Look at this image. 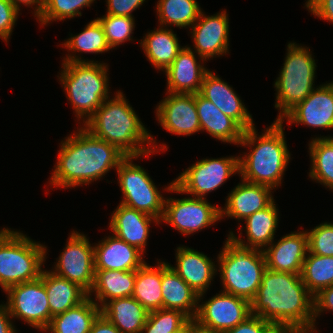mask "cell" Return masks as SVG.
<instances>
[{
	"label": "cell",
	"instance_id": "7",
	"mask_svg": "<svg viewBox=\"0 0 333 333\" xmlns=\"http://www.w3.org/2000/svg\"><path fill=\"white\" fill-rule=\"evenodd\" d=\"M217 260L221 291L251 301L267 269L264 252L240 247L228 237Z\"/></svg>",
	"mask_w": 333,
	"mask_h": 333
},
{
	"label": "cell",
	"instance_id": "12",
	"mask_svg": "<svg viewBox=\"0 0 333 333\" xmlns=\"http://www.w3.org/2000/svg\"><path fill=\"white\" fill-rule=\"evenodd\" d=\"M67 240L51 271L78 284L89 294L95 280L94 246L84 233L74 230Z\"/></svg>",
	"mask_w": 333,
	"mask_h": 333
},
{
	"label": "cell",
	"instance_id": "9",
	"mask_svg": "<svg viewBox=\"0 0 333 333\" xmlns=\"http://www.w3.org/2000/svg\"><path fill=\"white\" fill-rule=\"evenodd\" d=\"M235 174H240L239 156L204 158L183 170L164 191L205 199Z\"/></svg>",
	"mask_w": 333,
	"mask_h": 333
},
{
	"label": "cell",
	"instance_id": "34",
	"mask_svg": "<svg viewBox=\"0 0 333 333\" xmlns=\"http://www.w3.org/2000/svg\"><path fill=\"white\" fill-rule=\"evenodd\" d=\"M161 293V260H158L156 267L145 262L136 270L132 297L151 312L162 308Z\"/></svg>",
	"mask_w": 333,
	"mask_h": 333
},
{
	"label": "cell",
	"instance_id": "2",
	"mask_svg": "<svg viewBox=\"0 0 333 333\" xmlns=\"http://www.w3.org/2000/svg\"><path fill=\"white\" fill-rule=\"evenodd\" d=\"M63 140L50 176L51 187L67 189L89 185L117 169L127 157L116 146L93 136L81 125Z\"/></svg>",
	"mask_w": 333,
	"mask_h": 333
},
{
	"label": "cell",
	"instance_id": "45",
	"mask_svg": "<svg viewBox=\"0 0 333 333\" xmlns=\"http://www.w3.org/2000/svg\"><path fill=\"white\" fill-rule=\"evenodd\" d=\"M314 301V332H316V318L320 317L323 311L333 312V285L321 290L313 297Z\"/></svg>",
	"mask_w": 333,
	"mask_h": 333
},
{
	"label": "cell",
	"instance_id": "35",
	"mask_svg": "<svg viewBox=\"0 0 333 333\" xmlns=\"http://www.w3.org/2000/svg\"><path fill=\"white\" fill-rule=\"evenodd\" d=\"M309 178L333 190V136L312 138L309 142Z\"/></svg>",
	"mask_w": 333,
	"mask_h": 333
},
{
	"label": "cell",
	"instance_id": "27",
	"mask_svg": "<svg viewBox=\"0 0 333 333\" xmlns=\"http://www.w3.org/2000/svg\"><path fill=\"white\" fill-rule=\"evenodd\" d=\"M195 105L202 131L224 143H240L244 130L233 119L199 93H195Z\"/></svg>",
	"mask_w": 333,
	"mask_h": 333
},
{
	"label": "cell",
	"instance_id": "50",
	"mask_svg": "<svg viewBox=\"0 0 333 333\" xmlns=\"http://www.w3.org/2000/svg\"><path fill=\"white\" fill-rule=\"evenodd\" d=\"M185 333H217L213 330H209L199 326L194 320H192L185 328Z\"/></svg>",
	"mask_w": 333,
	"mask_h": 333
},
{
	"label": "cell",
	"instance_id": "43",
	"mask_svg": "<svg viewBox=\"0 0 333 333\" xmlns=\"http://www.w3.org/2000/svg\"><path fill=\"white\" fill-rule=\"evenodd\" d=\"M19 12L9 0H0V38L6 43L13 32Z\"/></svg>",
	"mask_w": 333,
	"mask_h": 333
},
{
	"label": "cell",
	"instance_id": "23",
	"mask_svg": "<svg viewBox=\"0 0 333 333\" xmlns=\"http://www.w3.org/2000/svg\"><path fill=\"white\" fill-rule=\"evenodd\" d=\"M196 57L190 46H184L172 64L164 71L167 78L166 92L199 93L203 77L209 69L204 67L203 58L200 57L199 63Z\"/></svg>",
	"mask_w": 333,
	"mask_h": 333
},
{
	"label": "cell",
	"instance_id": "8",
	"mask_svg": "<svg viewBox=\"0 0 333 333\" xmlns=\"http://www.w3.org/2000/svg\"><path fill=\"white\" fill-rule=\"evenodd\" d=\"M286 51L283 67L273 85L277 92L275 108L279 110L276 121H281L316 88L313 83L317 66L310 48L290 42Z\"/></svg>",
	"mask_w": 333,
	"mask_h": 333
},
{
	"label": "cell",
	"instance_id": "30",
	"mask_svg": "<svg viewBox=\"0 0 333 333\" xmlns=\"http://www.w3.org/2000/svg\"><path fill=\"white\" fill-rule=\"evenodd\" d=\"M136 271L95 270L94 285L89 297L101 308L106 302L133 295Z\"/></svg>",
	"mask_w": 333,
	"mask_h": 333
},
{
	"label": "cell",
	"instance_id": "39",
	"mask_svg": "<svg viewBox=\"0 0 333 333\" xmlns=\"http://www.w3.org/2000/svg\"><path fill=\"white\" fill-rule=\"evenodd\" d=\"M95 0H44L42 11L36 19L41 26L53 21H64L82 16L81 9L90 7ZM52 21V22H51Z\"/></svg>",
	"mask_w": 333,
	"mask_h": 333
},
{
	"label": "cell",
	"instance_id": "36",
	"mask_svg": "<svg viewBox=\"0 0 333 333\" xmlns=\"http://www.w3.org/2000/svg\"><path fill=\"white\" fill-rule=\"evenodd\" d=\"M202 12L196 0H158L156 15L159 26L190 28Z\"/></svg>",
	"mask_w": 333,
	"mask_h": 333
},
{
	"label": "cell",
	"instance_id": "16",
	"mask_svg": "<svg viewBox=\"0 0 333 333\" xmlns=\"http://www.w3.org/2000/svg\"><path fill=\"white\" fill-rule=\"evenodd\" d=\"M194 52L205 61L229 53V18L226 10L207 16L202 11L190 27Z\"/></svg>",
	"mask_w": 333,
	"mask_h": 333
},
{
	"label": "cell",
	"instance_id": "29",
	"mask_svg": "<svg viewBox=\"0 0 333 333\" xmlns=\"http://www.w3.org/2000/svg\"><path fill=\"white\" fill-rule=\"evenodd\" d=\"M100 309L121 333H141L149 314L132 296L112 299Z\"/></svg>",
	"mask_w": 333,
	"mask_h": 333
},
{
	"label": "cell",
	"instance_id": "4",
	"mask_svg": "<svg viewBox=\"0 0 333 333\" xmlns=\"http://www.w3.org/2000/svg\"><path fill=\"white\" fill-rule=\"evenodd\" d=\"M285 138L283 122L276 120L261 135L256 126L244 131L239 145L250 150L239 155L241 179L274 190L279 187L291 159Z\"/></svg>",
	"mask_w": 333,
	"mask_h": 333
},
{
	"label": "cell",
	"instance_id": "11",
	"mask_svg": "<svg viewBox=\"0 0 333 333\" xmlns=\"http://www.w3.org/2000/svg\"><path fill=\"white\" fill-rule=\"evenodd\" d=\"M7 293V309L13 318L24 320L26 324L44 331L51 321L43 271L41 276L29 282L11 286Z\"/></svg>",
	"mask_w": 333,
	"mask_h": 333
},
{
	"label": "cell",
	"instance_id": "28",
	"mask_svg": "<svg viewBox=\"0 0 333 333\" xmlns=\"http://www.w3.org/2000/svg\"><path fill=\"white\" fill-rule=\"evenodd\" d=\"M140 40L148 61L159 71H165L184 48L179 44L177 34L170 28H155L145 34Z\"/></svg>",
	"mask_w": 333,
	"mask_h": 333
},
{
	"label": "cell",
	"instance_id": "25",
	"mask_svg": "<svg viewBox=\"0 0 333 333\" xmlns=\"http://www.w3.org/2000/svg\"><path fill=\"white\" fill-rule=\"evenodd\" d=\"M244 221L247 241L241 239L242 226L238 227L240 237L232 231L228 237L240 247L264 251L274 241L279 223V211L275 199L266 208L251 214Z\"/></svg>",
	"mask_w": 333,
	"mask_h": 333
},
{
	"label": "cell",
	"instance_id": "13",
	"mask_svg": "<svg viewBox=\"0 0 333 333\" xmlns=\"http://www.w3.org/2000/svg\"><path fill=\"white\" fill-rule=\"evenodd\" d=\"M220 219V207L198 197L166 198L160 223L170 225L182 235H191L214 225Z\"/></svg>",
	"mask_w": 333,
	"mask_h": 333
},
{
	"label": "cell",
	"instance_id": "5",
	"mask_svg": "<svg viewBox=\"0 0 333 333\" xmlns=\"http://www.w3.org/2000/svg\"><path fill=\"white\" fill-rule=\"evenodd\" d=\"M107 63L62 62L57 76L66 97L71 103L77 120L83 125L110 98L109 68Z\"/></svg>",
	"mask_w": 333,
	"mask_h": 333
},
{
	"label": "cell",
	"instance_id": "15",
	"mask_svg": "<svg viewBox=\"0 0 333 333\" xmlns=\"http://www.w3.org/2000/svg\"><path fill=\"white\" fill-rule=\"evenodd\" d=\"M169 94V95H168ZM156 106V119L171 134L189 136L201 131L195 94L168 93Z\"/></svg>",
	"mask_w": 333,
	"mask_h": 333
},
{
	"label": "cell",
	"instance_id": "33",
	"mask_svg": "<svg viewBox=\"0 0 333 333\" xmlns=\"http://www.w3.org/2000/svg\"><path fill=\"white\" fill-rule=\"evenodd\" d=\"M64 41L62 48L65 47L68 49V52L73 54H67L63 62H94V60L82 59V57L80 55L77 56L75 52L102 54L111 50L106 41L103 28L97 19L91 20L84 27L83 31L77 35L71 34L70 38Z\"/></svg>",
	"mask_w": 333,
	"mask_h": 333
},
{
	"label": "cell",
	"instance_id": "3",
	"mask_svg": "<svg viewBox=\"0 0 333 333\" xmlns=\"http://www.w3.org/2000/svg\"><path fill=\"white\" fill-rule=\"evenodd\" d=\"M125 97L123 92L116 91L115 96L104 100L82 126L93 136L116 146L126 156L149 158L151 154L166 151V143L157 146L158 142Z\"/></svg>",
	"mask_w": 333,
	"mask_h": 333
},
{
	"label": "cell",
	"instance_id": "44",
	"mask_svg": "<svg viewBox=\"0 0 333 333\" xmlns=\"http://www.w3.org/2000/svg\"><path fill=\"white\" fill-rule=\"evenodd\" d=\"M146 0H106V14L134 17L132 12L142 6Z\"/></svg>",
	"mask_w": 333,
	"mask_h": 333
},
{
	"label": "cell",
	"instance_id": "32",
	"mask_svg": "<svg viewBox=\"0 0 333 333\" xmlns=\"http://www.w3.org/2000/svg\"><path fill=\"white\" fill-rule=\"evenodd\" d=\"M100 314V307L88 296L75 307L54 315L44 331L47 333H89L93 322Z\"/></svg>",
	"mask_w": 333,
	"mask_h": 333
},
{
	"label": "cell",
	"instance_id": "48",
	"mask_svg": "<svg viewBox=\"0 0 333 333\" xmlns=\"http://www.w3.org/2000/svg\"><path fill=\"white\" fill-rule=\"evenodd\" d=\"M0 333H17L6 304H0Z\"/></svg>",
	"mask_w": 333,
	"mask_h": 333
},
{
	"label": "cell",
	"instance_id": "37",
	"mask_svg": "<svg viewBox=\"0 0 333 333\" xmlns=\"http://www.w3.org/2000/svg\"><path fill=\"white\" fill-rule=\"evenodd\" d=\"M300 275L302 282L314 297L321 290L333 285V257L307 252Z\"/></svg>",
	"mask_w": 333,
	"mask_h": 333
},
{
	"label": "cell",
	"instance_id": "46",
	"mask_svg": "<svg viewBox=\"0 0 333 333\" xmlns=\"http://www.w3.org/2000/svg\"><path fill=\"white\" fill-rule=\"evenodd\" d=\"M305 7L315 17L333 24V0H307Z\"/></svg>",
	"mask_w": 333,
	"mask_h": 333
},
{
	"label": "cell",
	"instance_id": "10",
	"mask_svg": "<svg viewBox=\"0 0 333 333\" xmlns=\"http://www.w3.org/2000/svg\"><path fill=\"white\" fill-rule=\"evenodd\" d=\"M139 157L127 156L117 167L118 183L123 194L120 204L144 212L159 221L165 200L146 170L133 163Z\"/></svg>",
	"mask_w": 333,
	"mask_h": 333
},
{
	"label": "cell",
	"instance_id": "20",
	"mask_svg": "<svg viewBox=\"0 0 333 333\" xmlns=\"http://www.w3.org/2000/svg\"><path fill=\"white\" fill-rule=\"evenodd\" d=\"M267 269L301 274L308 252L306 231H295L272 242L264 251Z\"/></svg>",
	"mask_w": 333,
	"mask_h": 333
},
{
	"label": "cell",
	"instance_id": "42",
	"mask_svg": "<svg viewBox=\"0 0 333 333\" xmlns=\"http://www.w3.org/2000/svg\"><path fill=\"white\" fill-rule=\"evenodd\" d=\"M224 333H282L274 324L256 315L249 316L244 322Z\"/></svg>",
	"mask_w": 333,
	"mask_h": 333
},
{
	"label": "cell",
	"instance_id": "47",
	"mask_svg": "<svg viewBox=\"0 0 333 333\" xmlns=\"http://www.w3.org/2000/svg\"><path fill=\"white\" fill-rule=\"evenodd\" d=\"M89 333H121L108 319L100 314L93 322Z\"/></svg>",
	"mask_w": 333,
	"mask_h": 333
},
{
	"label": "cell",
	"instance_id": "17",
	"mask_svg": "<svg viewBox=\"0 0 333 333\" xmlns=\"http://www.w3.org/2000/svg\"><path fill=\"white\" fill-rule=\"evenodd\" d=\"M317 129L333 128V81L314 89L281 120Z\"/></svg>",
	"mask_w": 333,
	"mask_h": 333
},
{
	"label": "cell",
	"instance_id": "40",
	"mask_svg": "<svg viewBox=\"0 0 333 333\" xmlns=\"http://www.w3.org/2000/svg\"><path fill=\"white\" fill-rule=\"evenodd\" d=\"M105 33L106 41L110 49H115L126 41H132V34L135 28L134 17L103 15L96 18Z\"/></svg>",
	"mask_w": 333,
	"mask_h": 333
},
{
	"label": "cell",
	"instance_id": "24",
	"mask_svg": "<svg viewBox=\"0 0 333 333\" xmlns=\"http://www.w3.org/2000/svg\"><path fill=\"white\" fill-rule=\"evenodd\" d=\"M152 222L160 224L157 218L119 203L111 215L109 228L116 237L145 253Z\"/></svg>",
	"mask_w": 333,
	"mask_h": 333
},
{
	"label": "cell",
	"instance_id": "1",
	"mask_svg": "<svg viewBox=\"0 0 333 333\" xmlns=\"http://www.w3.org/2000/svg\"><path fill=\"white\" fill-rule=\"evenodd\" d=\"M251 315L274 324L282 333H314V301L300 274L266 269Z\"/></svg>",
	"mask_w": 333,
	"mask_h": 333
},
{
	"label": "cell",
	"instance_id": "26",
	"mask_svg": "<svg viewBox=\"0 0 333 333\" xmlns=\"http://www.w3.org/2000/svg\"><path fill=\"white\" fill-rule=\"evenodd\" d=\"M162 308L179 310L194 320L199 295L169 265L161 261Z\"/></svg>",
	"mask_w": 333,
	"mask_h": 333
},
{
	"label": "cell",
	"instance_id": "49",
	"mask_svg": "<svg viewBox=\"0 0 333 333\" xmlns=\"http://www.w3.org/2000/svg\"><path fill=\"white\" fill-rule=\"evenodd\" d=\"M19 11L21 10L20 7L22 5H25L27 7H33L35 5V7H33L34 9V16L36 18L39 17L42 8H43V3L44 0H9ZM22 4V5H21Z\"/></svg>",
	"mask_w": 333,
	"mask_h": 333
},
{
	"label": "cell",
	"instance_id": "31",
	"mask_svg": "<svg viewBox=\"0 0 333 333\" xmlns=\"http://www.w3.org/2000/svg\"><path fill=\"white\" fill-rule=\"evenodd\" d=\"M43 283L50 306L51 318L75 307L88 297V293L78 284L60 277L51 270L43 269Z\"/></svg>",
	"mask_w": 333,
	"mask_h": 333
},
{
	"label": "cell",
	"instance_id": "38",
	"mask_svg": "<svg viewBox=\"0 0 333 333\" xmlns=\"http://www.w3.org/2000/svg\"><path fill=\"white\" fill-rule=\"evenodd\" d=\"M191 321L179 310L161 308L149 312L141 333H184Z\"/></svg>",
	"mask_w": 333,
	"mask_h": 333
},
{
	"label": "cell",
	"instance_id": "14",
	"mask_svg": "<svg viewBox=\"0 0 333 333\" xmlns=\"http://www.w3.org/2000/svg\"><path fill=\"white\" fill-rule=\"evenodd\" d=\"M220 292L198 304L194 321L203 328L224 333L251 316V306L245 298Z\"/></svg>",
	"mask_w": 333,
	"mask_h": 333
},
{
	"label": "cell",
	"instance_id": "6",
	"mask_svg": "<svg viewBox=\"0 0 333 333\" xmlns=\"http://www.w3.org/2000/svg\"><path fill=\"white\" fill-rule=\"evenodd\" d=\"M47 246L33 241L20 231L0 230V287L3 292L14 285L41 276ZM43 265V266H42Z\"/></svg>",
	"mask_w": 333,
	"mask_h": 333
},
{
	"label": "cell",
	"instance_id": "18",
	"mask_svg": "<svg viewBox=\"0 0 333 333\" xmlns=\"http://www.w3.org/2000/svg\"><path fill=\"white\" fill-rule=\"evenodd\" d=\"M199 94L211 101L222 113L233 119L244 131L254 127L249 113L234 89L210 69L205 73Z\"/></svg>",
	"mask_w": 333,
	"mask_h": 333
},
{
	"label": "cell",
	"instance_id": "22",
	"mask_svg": "<svg viewBox=\"0 0 333 333\" xmlns=\"http://www.w3.org/2000/svg\"><path fill=\"white\" fill-rule=\"evenodd\" d=\"M95 270L136 271L144 263V253L114 234L94 244Z\"/></svg>",
	"mask_w": 333,
	"mask_h": 333
},
{
	"label": "cell",
	"instance_id": "41",
	"mask_svg": "<svg viewBox=\"0 0 333 333\" xmlns=\"http://www.w3.org/2000/svg\"><path fill=\"white\" fill-rule=\"evenodd\" d=\"M306 233L309 253L333 257V223H321Z\"/></svg>",
	"mask_w": 333,
	"mask_h": 333
},
{
	"label": "cell",
	"instance_id": "21",
	"mask_svg": "<svg viewBox=\"0 0 333 333\" xmlns=\"http://www.w3.org/2000/svg\"><path fill=\"white\" fill-rule=\"evenodd\" d=\"M272 190L269 186L241 179V183L228 193L224 208L220 207V219L227 216L238 221L245 220L251 214L266 208L274 200Z\"/></svg>",
	"mask_w": 333,
	"mask_h": 333
},
{
	"label": "cell",
	"instance_id": "19",
	"mask_svg": "<svg viewBox=\"0 0 333 333\" xmlns=\"http://www.w3.org/2000/svg\"><path fill=\"white\" fill-rule=\"evenodd\" d=\"M175 254L176 266L169 263L170 267L197 292L200 303L214 281V276L218 274L215 261L187 246H178Z\"/></svg>",
	"mask_w": 333,
	"mask_h": 333
}]
</instances>
